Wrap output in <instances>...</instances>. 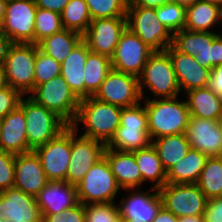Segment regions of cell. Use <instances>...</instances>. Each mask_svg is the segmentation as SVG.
<instances>
[{"instance_id":"cell-1","label":"cell","mask_w":222,"mask_h":222,"mask_svg":"<svg viewBox=\"0 0 222 222\" xmlns=\"http://www.w3.org/2000/svg\"><path fill=\"white\" fill-rule=\"evenodd\" d=\"M122 108L101 102L90 96L80 100L78 113L72 126L77 132L79 124L85 127L82 136L99 140L107 145L120 126Z\"/></svg>"},{"instance_id":"cell-2","label":"cell","mask_w":222,"mask_h":222,"mask_svg":"<svg viewBox=\"0 0 222 222\" xmlns=\"http://www.w3.org/2000/svg\"><path fill=\"white\" fill-rule=\"evenodd\" d=\"M178 97L142 99L145 102L151 140L186 132L190 114L186 100Z\"/></svg>"},{"instance_id":"cell-3","label":"cell","mask_w":222,"mask_h":222,"mask_svg":"<svg viewBox=\"0 0 222 222\" xmlns=\"http://www.w3.org/2000/svg\"><path fill=\"white\" fill-rule=\"evenodd\" d=\"M142 99L173 98L180 96L181 90L166 50L153 51L142 73L138 77ZM147 88V89H145ZM145 90H150L153 98L147 97Z\"/></svg>"},{"instance_id":"cell-4","label":"cell","mask_w":222,"mask_h":222,"mask_svg":"<svg viewBox=\"0 0 222 222\" xmlns=\"http://www.w3.org/2000/svg\"><path fill=\"white\" fill-rule=\"evenodd\" d=\"M143 101L139 104L122 108L120 126L114 137L106 145L116 151L133 152L151 144L148 129V116Z\"/></svg>"},{"instance_id":"cell-5","label":"cell","mask_w":222,"mask_h":222,"mask_svg":"<svg viewBox=\"0 0 222 222\" xmlns=\"http://www.w3.org/2000/svg\"><path fill=\"white\" fill-rule=\"evenodd\" d=\"M127 28L153 51H164L172 45L173 35L158 20L155 8L129 1L126 12Z\"/></svg>"},{"instance_id":"cell-6","label":"cell","mask_w":222,"mask_h":222,"mask_svg":"<svg viewBox=\"0 0 222 222\" xmlns=\"http://www.w3.org/2000/svg\"><path fill=\"white\" fill-rule=\"evenodd\" d=\"M23 112L26 119L28 147L31 150L46 144L68 126L55 112L25 95L23 96Z\"/></svg>"},{"instance_id":"cell-7","label":"cell","mask_w":222,"mask_h":222,"mask_svg":"<svg viewBox=\"0 0 222 222\" xmlns=\"http://www.w3.org/2000/svg\"><path fill=\"white\" fill-rule=\"evenodd\" d=\"M27 96L55 112L68 125H72L76 119L80 100L61 75L35 86Z\"/></svg>"},{"instance_id":"cell-8","label":"cell","mask_w":222,"mask_h":222,"mask_svg":"<svg viewBox=\"0 0 222 222\" xmlns=\"http://www.w3.org/2000/svg\"><path fill=\"white\" fill-rule=\"evenodd\" d=\"M78 201L85 204L115 202L121 188L111 172L107 159L103 156L76 185Z\"/></svg>"},{"instance_id":"cell-9","label":"cell","mask_w":222,"mask_h":222,"mask_svg":"<svg viewBox=\"0 0 222 222\" xmlns=\"http://www.w3.org/2000/svg\"><path fill=\"white\" fill-rule=\"evenodd\" d=\"M36 44L14 43L5 59L8 86L28 95L35 87Z\"/></svg>"},{"instance_id":"cell-10","label":"cell","mask_w":222,"mask_h":222,"mask_svg":"<svg viewBox=\"0 0 222 222\" xmlns=\"http://www.w3.org/2000/svg\"><path fill=\"white\" fill-rule=\"evenodd\" d=\"M36 11L33 0H7L3 33L13 43L35 44Z\"/></svg>"},{"instance_id":"cell-11","label":"cell","mask_w":222,"mask_h":222,"mask_svg":"<svg viewBox=\"0 0 222 222\" xmlns=\"http://www.w3.org/2000/svg\"><path fill=\"white\" fill-rule=\"evenodd\" d=\"M158 191L162 206L176 217L203 215L208 199L197 184L166 183Z\"/></svg>"},{"instance_id":"cell-12","label":"cell","mask_w":222,"mask_h":222,"mask_svg":"<svg viewBox=\"0 0 222 222\" xmlns=\"http://www.w3.org/2000/svg\"><path fill=\"white\" fill-rule=\"evenodd\" d=\"M34 151L49 181H66L71 158V125Z\"/></svg>"},{"instance_id":"cell-13","label":"cell","mask_w":222,"mask_h":222,"mask_svg":"<svg viewBox=\"0 0 222 222\" xmlns=\"http://www.w3.org/2000/svg\"><path fill=\"white\" fill-rule=\"evenodd\" d=\"M93 97L120 108L135 106L142 101L138 77L112 69Z\"/></svg>"},{"instance_id":"cell-14","label":"cell","mask_w":222,"mask_h":222,"mask_svg":"<svg viewBox=\"0 0 222 222\" xmlns=\"http://www.w3.org/2000/svg\"><path fill=\"white\" fill-rule=\"evenodd\" d=\"M106 145L92 138L78 135L71 125V158L66 181L77 185L88 170L104 155Z\"/></svg>"},{"instance_id":"cell-15","label":"cell","mask_w":222,"mask_h":222,"mask_svg":"<svg viewBox=\"0 0 222 222\" xmlns=\"http://www.w3.org/2000/svg\"><path fill=\"white\" fill-rule=\"evenodd\" d=\"M152 52L153 50L126 27L111 57L112 69L139 77Z\"/></svg>"},{"instance_id":"cell-16","label":"cell","mask_w":222,"mask_h":222,"mask_svg":"<svg viewBox=\"0 0 222 222\" xmlns=\"http://www.w3.org/2000/svg\"><path fill=\"white\" fill-rule=\"evenodd\" d=\"M126 27V17L95 19L91 21L83 40L91 52L111 58Z\"/></svg>"},{"instance_id":"cell-17","label":"cell","mask_w":222,"mask_h":222,"mask_svg":"<svg viewBox=\"0 0 222 222\" xmlns=\"http://www.w3.org/2000/svg\"><path fill=\"white\" fill-rule=\"evenodd\" d=\"M34 196L15 187L0 192V222H42Z\"/></svg>"},{"instance_id":"cell-18","label":"cell","mask_w":222,"mask_h":222,"mask_svg":"<svg viewBox=\"0 0 222 222\" xmlns=\"http://www.w3.org/2000/svg\"><path fill=\"white\" fill-rule=\"evenodd\" d=\"M185 133L192 149L207 157L222 156V129L219 121L190 116Z\"/></svg>"},{"instance_id":"cell-19","label":"cell","mask_w":222,"mask_h":222,"mask_svg":"<svg viewBox=\"0 0 222 222\" xmlns=\"http://www.w3.org/2000/svg\"><path fill=\"white\" fill-rule=\"evenodd\" d=\"M125 191L128 192L129 196H122V199L119 200L120 203L117 204L121 219L153 222L158 210L162 206V198L159 191L151 186L146 191H142V188L141 190L140 188H135Z\"/></svg>"},{"instance_id":"cell-20","label":"cell","mask_w":222,"mask_h":222,"mask_svg":"<svg viewBox=\"0 0 222 222\" xmlns=\"http://www.w3.org/2000/svg\"><path fill=\"white\" fill-rule=\"evenodd\" d=\"M166 51L169 54L178 85L184 93L196 88L207 87L210 69L198 64L194 57L178 51L170 45Z\"/></svg>"},{"instance_id":"cell-21","label":"cell","mask_w":222,"mask_h":222,"mask_svg":"<svg viewBox=\"0 0 222 222\" xmlns=\"http://www.w3.org/2000/svg\"><path fill=\"white\" fill-rule=\"evenodd\" d=\"M48 181L41 160L34 150L15 155V188L35 197Z\"/></svg>"},{"instance_id":"cell-22","label":"cell","mask_w":222,"mask_h":222,"mask_svg":"<svg viewBox=\"0 0 222 222\" xmlns=\"http://www.w3.org/2000/svg\"><path fill=\"white\" fill-rule=\"evenodd\" d=\"M0 150L14 155L32 151L26 136L23 98L20 105L0 121Z\"/></svg>"},{"instance_id":"cell-23","label":"cell","mask_w":222,"mask_h":222,"mask_svg":"<svg viewBox=\"0 0 222 222\" xmlns=\"http://www.w3.org/2000/svg\"><path fill=\"white\" fill-rule=\"evenodd\" d=\"M35 199L41 214H56L79 202L76 185L67 181H48Z\"/></svg>"},{"instance_id":"cell-24","label":"cell","mask_w":222,"mask_h":222,"mask_svg":"<svg viewBox=\"0 0 222 222\" xmlns=\"http://www.w3.org/2000/svg\"><path fill=\"white\" fill-rule=\"evenodd\" d=\"M122 190L143 188L142 176L133 152L116 151L105 147L104 155Z\"/></svg>"},{"instance_id":"cell-25","label":"cell","mask_w":222,"mask_h":222,"mask_svg":"<svg viewBox=\"0 0 222 222\" xmlns=\"http://www.w3.org/2000/svg\"><path fill=\"white\" fill-rule=\"evenodd\" d=\"M89 52L82 40L61 64V76L79 100L84 99V68Z\"/></svg>"},{"instance_id":"cell-26","label":"cell","mask_w":222,"mask_h":222,"mask_svg":"<svg viewBox=\"0 0 222 222\" xmlns=\"http://www.w3.org/2000/svg\"><path fill=\"white\" fill-rule=\"evenodd\" d=\"M190 116L219 121L222 118V98L209 88H196L186 92Z\"/></svg>"},{"instance_id":"cell-27","label":"cell","mask_w":222,"mask_h":222,"mask_svg":"<svg viewBox=\"0 0 222 222\" xmlns=\"http://www.w3.org/2000/svg\"><path fill=\"white\" fill-rule=\"evenodd\" d=\"M221 25V7L197 0L186 8L184 29L194 32H215L211 28Z\"/></svg>"},{"instance_id":"cell-28","label":"cell","mask_w":222,"mask_h":222,"mask_svg":"<svg viewBox=\"0 0 222 222\" xmlns=\"http://www.w3.org/2000/svg\"><path fill=\"white\" fill-rule=\"evenodd\" d=\"M207 156L190 148L188 153L167 171V183L196 184Z\"/></svg>"},{"instance_id":"cell-29","label":"cell","mask_w":222,"mask_h":222,"mask_svg":"<svg viewBox=\"0 0 222 222\" xmlns=\"http://www.w3.org/2000/svg\"><path fill=\"white\" fill-rule=\"evenodd\" d=\"M138 170L142 176V185L152 182V188L159 190L167 183V171L158 157L155 148L150 144L146 148L133 151Z\"/></svg>"},{"instance_id":"cell-30","label":"cell","mask_w":222,"mask_h":222,"mask_svg":"<svg viewBox=\"0 0 222 222\" xmlns=\"http://www.w3.org/2000/svg\"><path fill=\"white\" fill-rule=\"evenodd\" d=\"M163 167L168 171L190 150L186 133L162 136L151 140Z\"/></svg>"},{"instance_id":"cell-31","label":"cell","mask_w":222,"mask_h":222,"mask_svg":"<svg viewBox=\"0 0 222 222\" xmlns=\"http://www.w3.org/2000/svg\"><path fill=\"white\" fill-rule=\"evenodd\" d=\"M82 40L83 35L80 33L63 29L41 40L37 46L40 51L62 64Z\"/></svg>"},{"instance_id":"cell-32","label":"cell","mask_w":222,"mask_h":222,"mask_svg":"<svg viewBox=\"0 0 222 222\" xmlns=\"http://www.w3.org/2000/svg\"><path fill=\"white\" fill-rule=\"evenodd\" d=\"M84 99L94 96L112 70L111 58L89 52L84 68Z\"/></svg>"},{"instance_id":"cell-33","label":"cell","mask_w":222,"mask_h":222,"mask_svg":"<svg viewBox=\"0 0 222 222\" xmlns=\"http://www.w3.org/2000/svg\"><path fill=\"white\" fill-rule=\"evenodd\" d=\"M196 184L208 200L222 196V156L207 157Z\"/></svg>"},{"instance_id":"cell-34","label":"cell","mask_w":222,"mask_h":222,"mask_svg":"<svg viewBox=\"0 0 222 222\" xmlns=\"http://www.w3.org/2000/svg\"><path fill=\"white\" fill-rule=\"evenodd\" d=\"M64 29L84 35L92 21L85 0H70L61 13Z\"/></svg>"},{"instance_id":"cell-35","label":"cell","mask_w":222,"mask_h":222,"mask_svg":"<svg viewBox=\"0 0 222 222\" xmlns=\"http://www.w3.org/2000/svg\"><path fill=\"white\" fill-rule=\"evenodd\" d=\"M194 59L210 70L222 64V32H203V48Z\"/></svg>"},{"instance_id":"cell-36","label":"cell","mask_w":222,"mask_h":222,"mask_svg":"<svg viewBox=\"0 0 222 222\" xmlns=\"http://www.w3.org/2000/svg\"><path fill=\"white\" fill-rule=\"evenodd\" d=\"M161 24L173 35L184 29L186 8L172 1L155 8Z\"/></svg>"},{"instance_id":"cell-37","label":"cell","mask_w":222,"mask_h":222,"mask_svg":"<svg viewBox=\"0 0 222 222\" xmlns=\"http://www.w3.org/2000/svg\"><path fill=\"white\" fill-rule=\"evenodd\" d=\"M61 14L37 7L35 19V44L41 40L62 31Z\"/></svg>"},{"instance_id":"cell-38","label":"cell","mask_w":222,"mask_h":222,"mask_svg":"<svg viewBox=\"0 0 222 222\" xmlns=\"http://www.w3.org/2000/svg\"><path fill=\"white\" fill-rule=\"evenodd\" d=\"M130 0H85L92 20L126 17Z\"/></svg>"},{"instance_id":"cell-39","label":"cell","mask_w":222,"mask_h":222,"mask_svg":"<svg viewBox=\"0 0 222 222\" xmlns=\"http://www.w3.org/2000/svg\"><path fill=\"white\" fill-rule=\"evenodd\" d=\"M85 222H121L117 203L85 204Z\"/></svg>"},{"instance_id":"cell-40","label":"cell","mask_w":222,"mask_h":222,"mask_svg":"<svg viewBox=\"0 0 222 222\" xmlns=\"http://www.w3.org/2000/svg\"><path fill=\"white\" fill-rule=\"evenodd\" d=\"M172 45L180 52L195 57L203 48V32H194L186 29L175 32Z\"/></svg>"},{"instance_id":"cell-41","label":"cell","mask_w":222,"mask_h":222,"mask_svg":"<svg viewBox=\"0 0 222 222\" xmlns=\"http://www.w3.org/2000/svg\"><path fill=\"white\" fill-rule=\"evenodd\" d=\"M61 75V64L38 49L36 45L35 86Z\"/></svg>"},{"instance_id":"cell-42","label":"cell","mask_w":222,"mask_h":222,"mask_svg":"<svg viewBox=\"0 0 222 222\" xmlns=\"http://www.w3.org/2000/svg\"><path fill=\"white\" fill-rule=\"evenodd\" d=\"M15 155L0 150V192L14 187Z\"/></svg>"},{"instance_id":"cell-43","label":"cell","mask_w":222,"mask_h":222,"mask_svg":"<svg viewBox=\"0 0 222 222\" xmlns=\"http://www.w3.org/2000/svg\"><path fill=\"white\" fill-rule=\"evenodd\" d=\"M42 222H85L84 204L78 202L75 206L56 214H42Z\"/></svg>"},{"instance_id":"cell-44","label":"cell","mask_w":222,"mask_h":222,"mask_svg":"<svg viewBox=\"0 0 222 222\" xmlns=\"http://www.w3.org/2000/svg\"><path fill=\"white\" fill-rule=\"evenodd\" d=\"M23 96L10 86L0 89V121L20 105Z\"/></svg>"},{"instance_id":"cell-45","label":"cell","mask_w":222,"mask_h":222,"mask_svg":"<svg viewBox=\"0 0 222 222\" xmlns=\"http://www.w3.org/2000/svg\"><path fill=\"white\" fill-rule=\"evenodd\" d=\"M203 217L205 222H222V196L207 201Z\"/></svg>"},{"instance_id":"cell-46","label":"cell","mask_w":222,"mask_h":222,"mask_svg":"<svg viewBox=\"0 0 222 222\" xmlns=\"http://www.w3.org/2000/svg\"><path fill=\"white\" fill-rule=\"evenodd\" d=\"M207 88L222 98V64L211 69Z\"/></svg>"},{"instance_id":"cell-47","label":"cell","mask_w":222,"mask_h":222,"mask_svg":"<svg viewBox=\"0 0 222 222\" xmlns=\"http://www.w3.org/2000/svg\"><path fill=\"white\" fill-rule=\"evenodd\" d=\"M38 8L61 14L70 0H33Z\"/></svg>"},{"instance_id":"cell-48","label":"cell","mask_w":222,"mask_h":222,"mask_svg":"<svg viewBox=\"0 0 222 222\" xmlns=\"http://www.w3.org/2000/svg\"><path fill=\"white\" fill-rule=\"evenodd\" d=\"M14 43L4 33L0 35V66H4L10 47Z\"/></svg>"},{"instance_id":"cell-49","label":"cell","mask_w":222,"mask_h":222,"mask_svg":"<svg viewBox=\"0 0 222 222\" xmlns=\"http://www.w3.org/2000/svg\"><path fill=\"white\" fill-rule=\"evenodd\" d=\"M178 219L179 218L172 212H169L164 206H161L153 222H178Z\"/></svg>"},{"instance_id":"cell-50","label":"cell","mask_w":222,"mask_h":222,"mask_svg":"<svg viewBox=\"0 0 222 222\" xmlns=\"http://www.w3.org/2000/svg\"><path fill=\"white\" fill-rule=\"evenodd\" d=\"M133 1L139 6L157 8L171 0H133Z\"/></svg>"},{"instance_id":"cell-51","label":"cell","mask_w":222,"mask_h":222,"mask_svg":"<svg viewBox=\"0 0 222 222\" xmlns=\"http://www.w3.org/2000/svg\"><path fill=\"white\" fill-rule=\"evenodd\" d=\"M178 222H205L203 215L185 216L178 219Z\"/></svg>"},{"instance_id":"cell-52","label":"cell","mask_w":222,"mask_h":222,"mask_svg":"<svg viewBox=\"0 0 222 222\" xmlns=\"http://www.w3.org/2000/svg\"><path fill=\"white\" fill-rule=\"evenodd\" d=\"M8 87L5 68L4 66H0V89Z\"/></svg>"},{"instance_id":"cell-53","label":"cell","mask_w":222,"mask_h":222,"mask_svg":"<svg viewBox=\"0 0 222 222\" xmlns=\"http://www.w3.org/2000/svg\"><path fill=\"white\" fill-rule=\"evenodd\" d=\"M7 0H0V22L3 23L5 18Z\"/></svg>"},{"instance_id":"cell-54","label":"cell","mask_w":222,"mask_h":222,"mask_svg":"<svg viewBox=\"0 0 222 222\" xmlns=\"http://www.w3.org/2000/svg\"><path fill=\"white\" fill-rule=\"evenodd\" d=\"M171 1L187 8V7L191 6L197 0H171Z\"/></svg>"},{"instance_id":"cell-55","label":"cell","mask_w":222,"mask_h":222,"mask_svg":"<svg viewBox=\"0 0 222 222\" xmlns=\"http://www.w3.org/2000/svg\"><path fill=\"white\" fill-rule=\"evenodd\" d=\"M202 1H206L208 3L222 7V0H202Z\"/></svg>"},{"instance_id":"cell-56","label":"cell","mask_w":222,"mask_h":222,"mask_svg":"<svg viewBox=\"0 0 222 222\" xmlns=\"http://www.w3.org/2000/svg\"><path fill=\"white\" fill-rule=\"evenodd\" d=\"M121 222H139V221H136L133 219H121ZM141 222H143V221H141Z\"/></svg>"},{"instance_id":"cell-57","label":"cell","mask_w":222,"mask_h":222,"mask_svg":"<svg viewBox=\"0 0 222 222\" xmlns=\"http://www.w3.org/2000/svg\"><path fill=\"white\" fill-rule=\"evenodd\" d=\"M3 34V31H2V23L0 22V35Z\"/></svg>"},{"instance_id":"cell-58","label":"cell","mask_w":222,"mask_h":222,"mask_svg":"<svg viewBox=\"0 0 222 222\" xmlns=\"http://www.w3.org/2000/svg\"><path fill=\"white\" fill-rule=\"evenodd\" d=\"M219 123H220L221 129H222V118L219 120Z\"/></svg>"},{"instance_id":"cell-59","label":"cell","mask_w":222,"mask_h":222,"mask_svg":"<svg viewBox=\"0 0 222 222\" xmlns=\"http://www.w3.org/2000/svg\"><path fill=\"white\" fill-rule=\"evenodd\" d=\"M221 23H222V7H221Z\"/></svg>"}]
</instances>
